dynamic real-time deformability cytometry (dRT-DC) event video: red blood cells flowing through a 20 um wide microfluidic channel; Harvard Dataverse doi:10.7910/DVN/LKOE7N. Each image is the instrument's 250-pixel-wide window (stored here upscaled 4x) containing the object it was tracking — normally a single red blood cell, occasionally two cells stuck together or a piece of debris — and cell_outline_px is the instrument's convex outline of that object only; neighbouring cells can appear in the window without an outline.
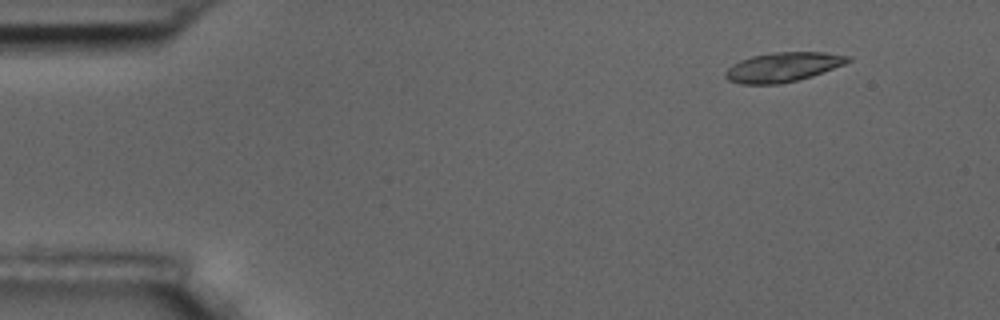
{"species": "common noctule bat (a hibernating species)", "species_latin": "Nyctalus noctula", "temperature_condition": "room temperature", "stored_images_in_passage": 4, "camera_frame_rate_fps": 3000, "um_per_image_px": 0.085, "animal": {"sex": "male", "body_mass_g": 17.5, "forearm_length_mm": 52.3}, "frame": {"image": 1, "passage_image": 1, "time_ms": 0.0, "image_size_px": [1000, 320], "cell_outline_px": [[852, 60], [844, 64], [812, 76], [780, 84], [740, 84], [728, 80], [724, 76], [724, 72], [732, 64], [740, 60], [752, 56], [772, 52], [824, 52], [852, 56]], "centroid_in_image_um": [66.53, 5.7], "position_along_channel_um": 18.5, "area_um2": 21.1}}
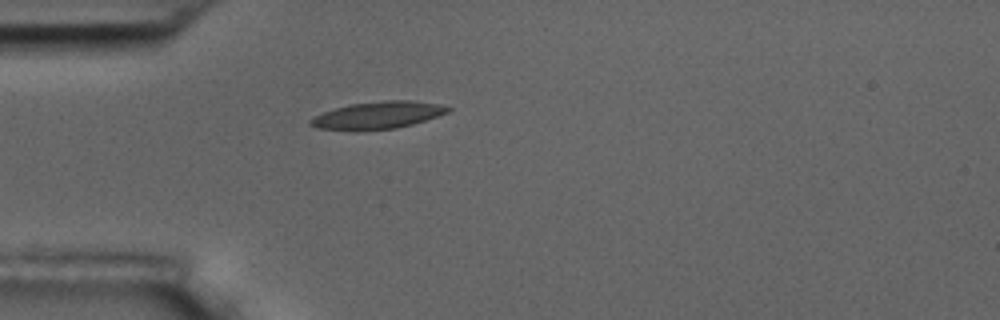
{"frame": {"image": 2, "passage_image": 4, "time_ms": 3.333, "image_size_px": [1000, 320], "cell_outline_px": [[452, 108], [448, 112], [412, 124], [396, 128], [356, 132], [352, 132], [316, 128], [308, 124], [308, 120], [312, 116], [336, 108], [352, 104], [384, 100], [412, 100], [436, 104]], "centroid_in_image_um": [32.01, 9.82], "position_along_channel_um": 53.0, "area_um2": 22.08}}